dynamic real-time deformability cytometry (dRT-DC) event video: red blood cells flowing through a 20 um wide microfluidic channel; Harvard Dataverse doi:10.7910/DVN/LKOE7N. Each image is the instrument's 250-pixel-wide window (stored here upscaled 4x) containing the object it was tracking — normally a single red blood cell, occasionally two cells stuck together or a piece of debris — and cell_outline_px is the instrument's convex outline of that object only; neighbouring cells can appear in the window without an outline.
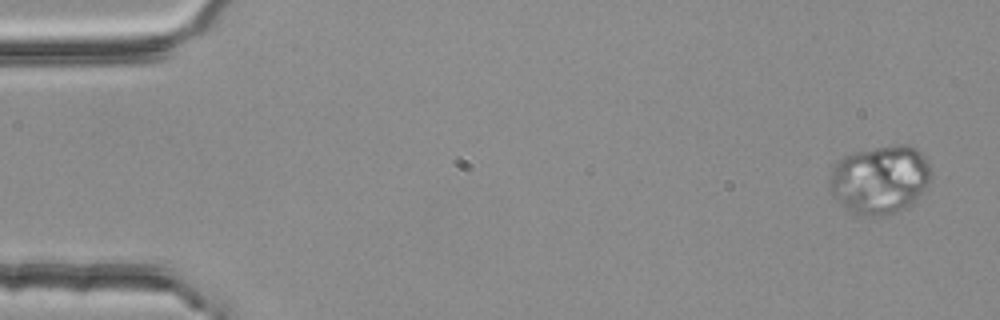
{"species": "common noctule bat (a hibernating species)", "species_latin": "Nyctalus noctula", "temperature_condition": "room temperature", "stored_images_in_passage": 2, "camera_frame_rate_fps": 3000, "um_per_image_px": 0.085, "animal": {"sex": "female", "body_mass_g": 25.1}, "frame": {"image": 1, "passage_image": 2, "time_ms": 0.333, "image_size_px": [1000, 320], "cell_outline_px": [[932, 176], [920, 192], [904, 208], [884, 216], [864, 216], [852, 212], [844, 208], [832, 192], [828, 184], [832, 168], [836, 160], [852, 152], [896, 144], [908, 144], [916, 148], [924, 156], [932, 172]], "centroid_in_image_um": [74.75, 15.23], "position_along_channel_um": 10.2, "area_um2": 40.29}}